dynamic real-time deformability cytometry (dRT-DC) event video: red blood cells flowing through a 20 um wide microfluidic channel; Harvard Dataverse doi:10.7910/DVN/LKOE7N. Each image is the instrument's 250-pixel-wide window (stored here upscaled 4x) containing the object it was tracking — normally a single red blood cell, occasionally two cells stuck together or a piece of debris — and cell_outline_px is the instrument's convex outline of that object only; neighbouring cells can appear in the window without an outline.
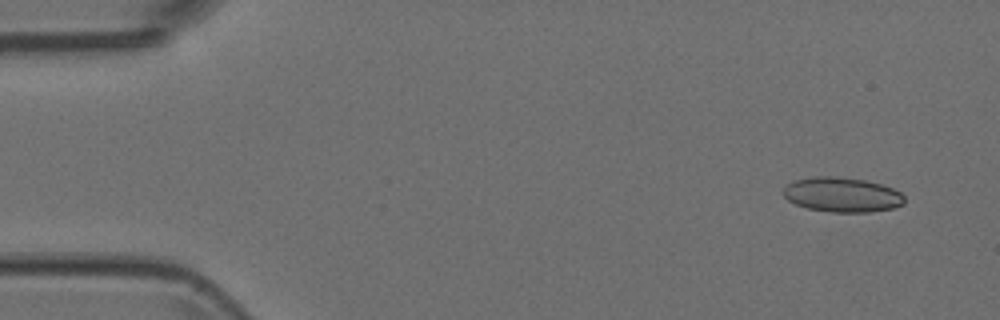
{"species": "Egyptian fruit bat (a non-hibernating species)", "species_latin": "Rousettus aegyptiacus", "temperature_condition": "room temperature", "stored_images_in_passage": 4, "camera_frame_rate_fps": 3000, "um_per_image_px": 0.085, "animal": {"sex": "female"}, "frame": {"image": 1, "passage_image": 1, "time_ms": 0.0, "image_size_px": [1000, 320], "cell_outline_px": [[904, 204], [892, 208], [868, 212], [828, 212], [808, 208], [796, 204], [788, 200], [784, 196], [784, 188], [788, 184], [796, 180], [816, 176], [836, 176], [864, 180], [880, 184], [892, 188], [900, 192], [904, 196]], "centroid_in_image_um": [71.58, 16.55], "position_along_channel_um": 13.4, "area_um2": 24.33}}
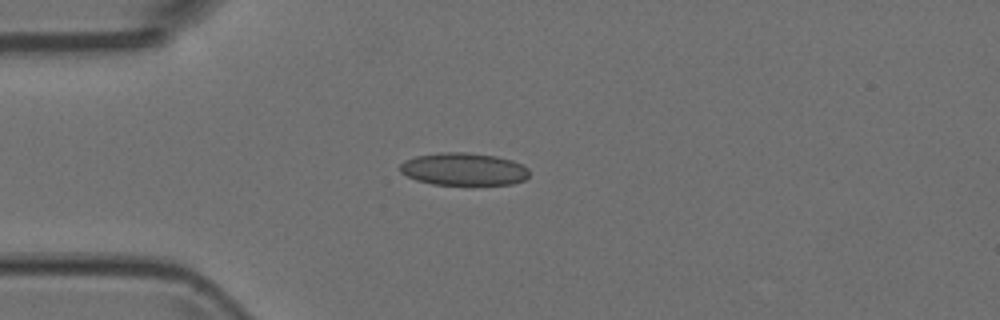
{"frame": {"image": 2, "passage_image": 4, "time_ms": 1.0, "image_size_px": [1000, 320], "cell_outline_px": [[528, 176], [524, 180], [512, 184], [432, 184], [416, 180], [400, 172], [400, 164], [404, 160], [416, 156], [440, 152], [468, 152], [496, 156], [512, 160], [528, 168]], "centroid_in_image_um": [39.39, 14.36], "position_along_channel_um": 45.6, "area_um2": 24.45}}